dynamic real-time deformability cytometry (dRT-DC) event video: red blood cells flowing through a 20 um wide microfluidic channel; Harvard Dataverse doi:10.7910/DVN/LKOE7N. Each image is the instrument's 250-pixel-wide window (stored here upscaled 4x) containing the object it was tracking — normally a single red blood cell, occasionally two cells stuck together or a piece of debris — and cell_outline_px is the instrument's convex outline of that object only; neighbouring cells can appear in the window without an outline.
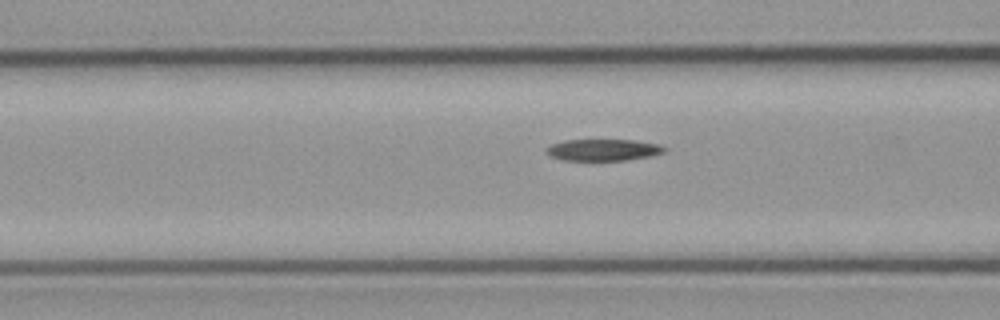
{"species": "common noctule bat (a hibernating species)", "species_latin": "Nyctalus noctula", "temperature_condition": "cold", "stored_images_in_passage": 24, "camera_frame_rate_fps": 3000, "um_per_image_px": 0.085, "animal": {"sex": "male", "body_mass_g": 23.1, "forearm_length_mm": 52.7}, "frame": {"image": 1, "passage_image": 18, "time_ms": 5.667, "image_size_px": [1000, 320], "cell_outline_px": [[668, 148], [664, 152], [652, 156], [628, 160], [560, 160], [544, 152], [544, 148], [552, 144], [564, 140], [632, 140], [660, 144]], "centroid_in_image_um": [51.28, 12.74], "position_along_channel_um": 115.3, "area_um2": 15.03}}
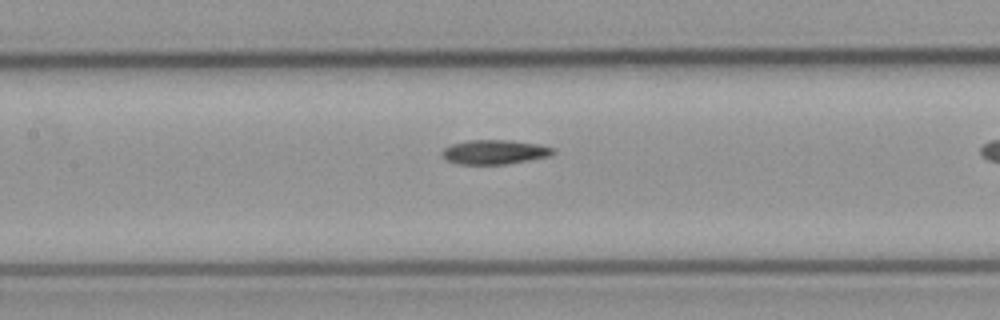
{"frame": {"image": 2, "passage_image": 22, "time_ms": 7.0, "image_size_px": [1000, 320], "cell_outline_px": [[556, 152], [552, 156], [504, 164], [456, 164], [448, 160], [440, 152], [444, 148], [452, 144], [468, 140], [512, 140], [540, 144], [556, 148]], "centroid_in_image_um": [42.1, 12.91], "position_along_channel_um": 165.3, "area_um2": 15.9}}